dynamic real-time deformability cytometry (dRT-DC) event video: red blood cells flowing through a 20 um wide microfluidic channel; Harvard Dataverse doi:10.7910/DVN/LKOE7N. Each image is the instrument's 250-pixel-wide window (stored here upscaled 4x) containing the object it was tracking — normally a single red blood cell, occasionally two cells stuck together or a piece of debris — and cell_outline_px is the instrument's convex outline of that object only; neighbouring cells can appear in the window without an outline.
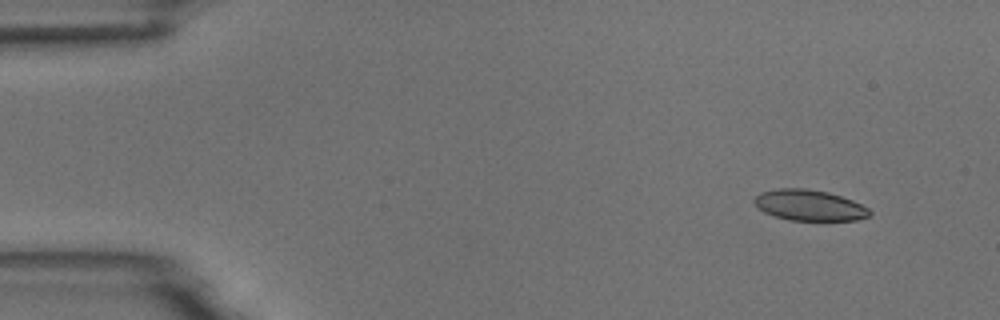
{"species": "common noctule bat (a hibernating species)", "species_latin": "Nyctalus noctula", "temperature_condition": "room temperature", "stored_images_in_passage": 4, "camera_frame_rate_fps": 3000, "um_per_image_px": 0.085, "animal": {"sex": "male", "body_mass_g": 18.8}, "frame": {"image": 1, "passage_image": 1, "time_ms": 0.0, "image_size_px": [1000, 320], "cell_outline_px": [[872, 216], [856, 220], [788, 220], [764, 212], [752, 200], [760, 192], [780, 188], [808, 188], [828, 192], [852, 200], [868, 208], [872, 212]], "centroid_in_image_um": [68.81, 17.44], "position_along_channel_um": 16.2, "area_um2": 20.69}}
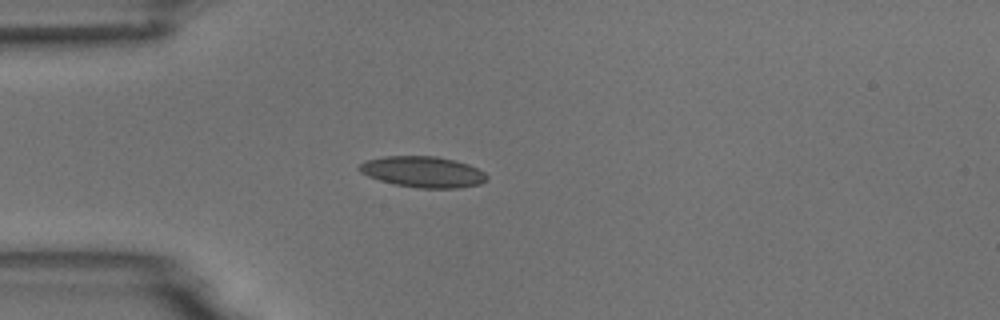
{"frame": {"image": 2, "passage_image": 4, "time_ms": 3.333, "image_size_px": [1000, 320], "cell_outline_px": [[488, 180], [480, 184], [460, 188], [416, 188], [392, 184], [368, 176], [360, 172], [356, 168], [364, 160], [384, 156], [436, 156], [456, 160], [468, 164], [484, 172], [488, 176]], "centroid_in_image_um": [35.94, 14.61], "position_along_channel_um": 49.1, "area_um2": 23.35}}